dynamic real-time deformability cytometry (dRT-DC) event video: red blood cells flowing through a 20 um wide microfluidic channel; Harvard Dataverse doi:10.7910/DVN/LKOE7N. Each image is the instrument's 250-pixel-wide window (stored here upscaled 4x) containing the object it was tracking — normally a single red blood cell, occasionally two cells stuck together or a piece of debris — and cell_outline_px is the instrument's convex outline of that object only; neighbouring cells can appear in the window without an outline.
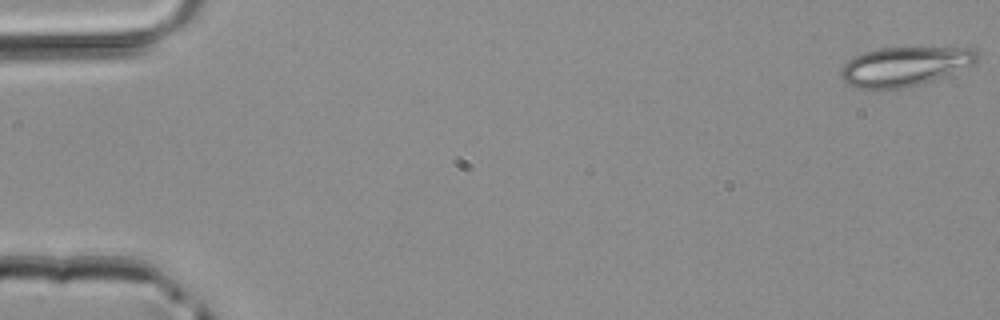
{"species": "common noctule bat (a hibernating species)", "species_latin": "Nyctalus noctula", "temperature_condition": "room temperature", "stored_images_in_passage": 4, "camera_frame_rate_fps": 3000, "um_per_image_px": 0.085, "animal": {"sex": "male", "body_mass_g": 20.4}, "frame": {"image": 1, "passage_image": 1, "time_ms": 0.0, "image_size_px": [1000, 320], "cell_outline_px": [[976, 60], [972, 64], [940, 76], [916, 84], [900, 88], [868, 92], [852, 88], [840, 76], [840, 68], [848, 60], [864, 52], [876, 48], [976, 48]], "centroid_in_image_um": [76.73, 5.67], "position_along_channel_um": 8.3, "area_um2": 30.92}}